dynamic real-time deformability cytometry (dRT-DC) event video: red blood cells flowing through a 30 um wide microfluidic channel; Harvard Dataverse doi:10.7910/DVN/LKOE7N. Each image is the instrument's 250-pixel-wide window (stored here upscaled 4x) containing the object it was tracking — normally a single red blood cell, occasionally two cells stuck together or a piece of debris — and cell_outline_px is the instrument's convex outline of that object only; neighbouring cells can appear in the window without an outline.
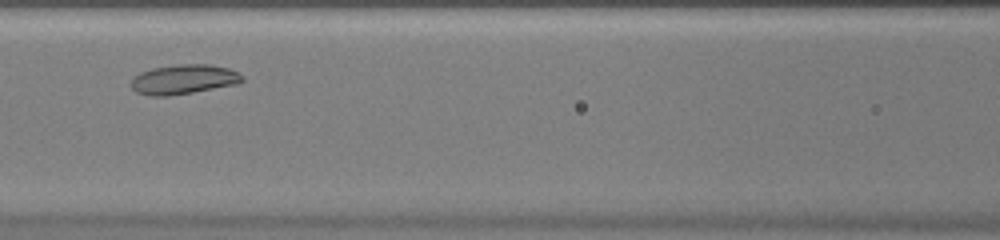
{"species": "common noctule bat (a hibernating species)", "species_latin": "Nyctalus noctula", "temperature_condition": "warm", "stored_images_in_passage": 27, "camera_frame_rate_fps": 3000, "um_per_image_px": 0.085, "animal": {"sex": "female", "body_mass_g": 20.0, "forearm_length_mm": 54.0}, "frame": {"image": 1, "passage_image": 9, "time_ms": 2.667, "image_size_px": [1000, 240], "cell_outline_px": [[244, 80], [240, 84], [168, 96], [148, 96], [136, 92], [132, 88], [132, 76], [140, 72], [152, 68], [180, 64], [208, 64], [228, 68], [244, 76]], "centroid_in_image_um": [15.61, 6.75], "position_along_channel_um": 151.0, "area_um2": 19.31}}
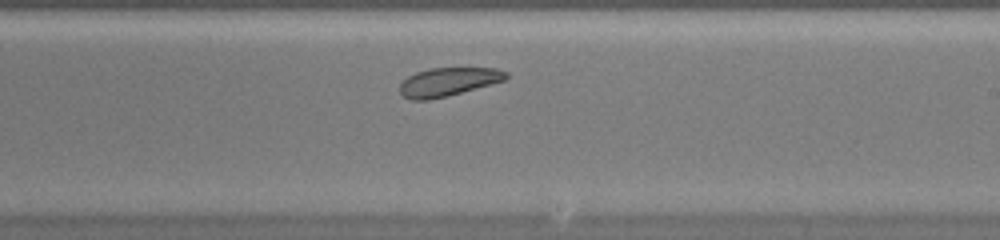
{"frame": {"image": 2, "passage_image": 16, "time_ms": 5.0, "image_size_px": [1000, 240], "cell_outline_px": [[508, 76], [504, 80], [492, 84], [428, 100], [412, 100], [404, 96], [400, 92], [400, 84], [408, 76], [416, 72], [428, 68], [496, 68], [508, 72]], "centroid_in_image_um": [38.09, 6.94], "position_along_channel_um": 250.9, "area_um2": 17.4}}
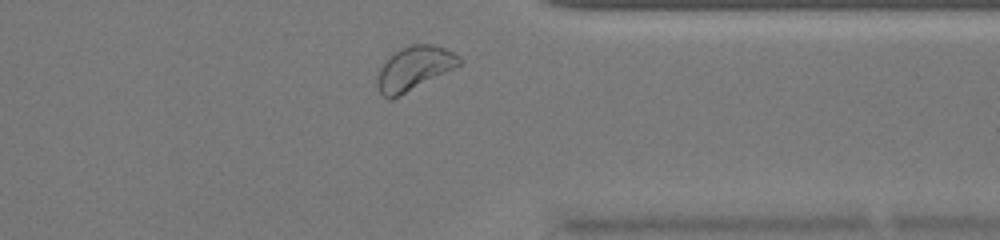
{"frame": {"image": 3, "passage_image": 25, "time_ms": 8.0, "image_size_px": [1000, 240], "cell_outline_px": [[464, 64], [392, 100], [388, 100], [380, 92], [376, 84], [376, 76], [380, 68], [388, 56], [400, 48], [408, 44], [432, 44], [444, 48], [460, 56], [464, 60]], "centroid_in_image_um": [35.22, 5.81], "position_along_channel_um": 376.2, "area_um2": 21.5}}